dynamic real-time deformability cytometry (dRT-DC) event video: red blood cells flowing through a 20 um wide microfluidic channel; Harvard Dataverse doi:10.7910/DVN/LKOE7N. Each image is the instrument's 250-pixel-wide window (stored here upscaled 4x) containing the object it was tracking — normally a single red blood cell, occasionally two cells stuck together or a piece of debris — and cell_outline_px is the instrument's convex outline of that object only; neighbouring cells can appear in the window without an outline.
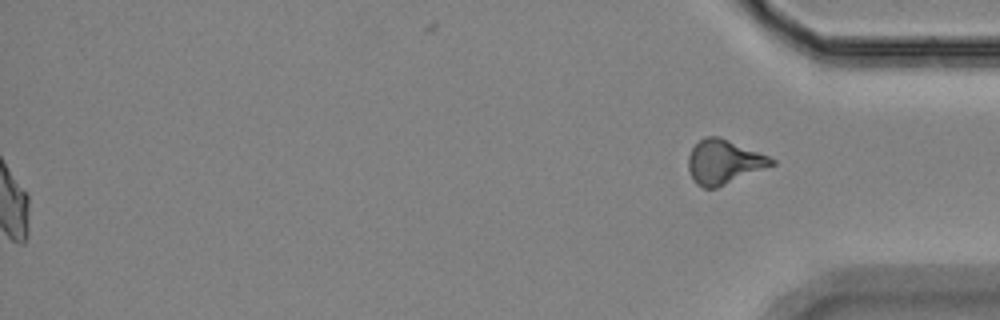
{"species": "Egyptian fruit bat (a non-hibernating species)", "species_latin": "Rousettus aegyptiacus", "temperature_condition": "room temperature", "stored_images_in_passage": 57, "segment_of_instrument_passage": [2, 2], "camera_frame_rate_fps": 3000, "um_per_image_px": 0.085, "animal": {"sex": "female"}, "frame": {"image": 1, "passage_image": 57, "time_ms": 18.667, "image_size_px": [1000, 320], "cell_outline_px": [[776, 164], [716, 188], [704, 188], [696, 184], [692, 180], [688, 168], [688, 156], [692, 148], [704, 136], [720, 136], [768, 156], [776, 160]], "centroid_in_image_um": [61.51, 13.76], "position_along_channel_um": 373.7, "area_um2": 21.44}}